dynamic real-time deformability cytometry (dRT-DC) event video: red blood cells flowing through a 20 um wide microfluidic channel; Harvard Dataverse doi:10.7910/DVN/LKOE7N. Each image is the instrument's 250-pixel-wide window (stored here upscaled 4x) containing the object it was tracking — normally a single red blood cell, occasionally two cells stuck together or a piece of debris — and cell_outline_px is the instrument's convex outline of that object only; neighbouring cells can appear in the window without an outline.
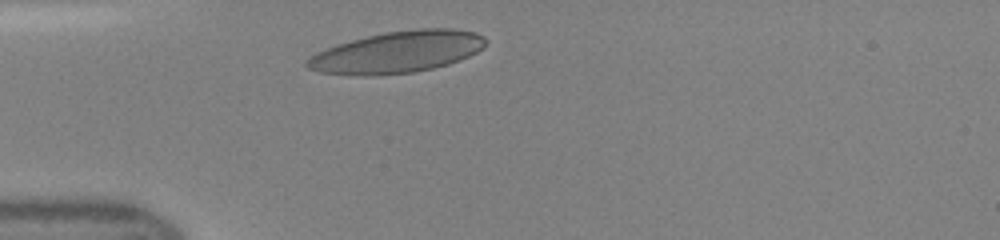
{"species": "human", "species_latin": "Homo sapiens", "temperature_condition": "room temperature", "stored_images_in_passage": 36, "camera_frame_rate_fps": 3000, "um_per_image_px": 0.085, "donor": {"sex": "female"}, "frame": {"image": 1, "passage_image": 3, "time_ms": 0.667, "image_size_px": [1000, 240], "cell_outline_px": [[488, 40], [476, 52], [468, 56], [448, 64], [432, 68], [412, 72], [364, 76], [360, 76], [320, 72], [308, 68], [304, 64], [316, 52], [336, 44], [384, 32], [420, 28], [452, 28], [476, 32], [484, 36]], "centroid_in_image_um": [33.77, 4.42], "position_along_channel_um": 51.2, "area_um2": 43.06}}
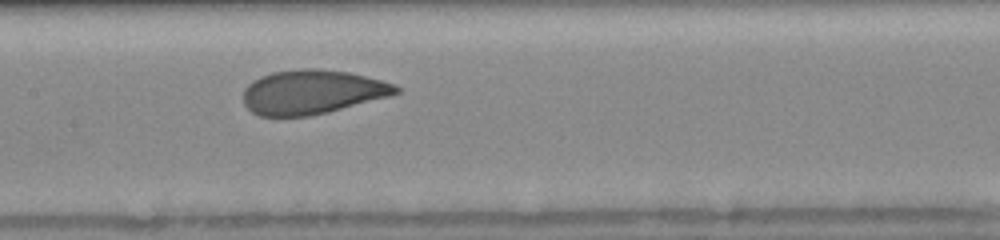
{"frame": {"image": 2, "passage_image": 13, "time_ms": 4.0, "image_size_px": [1000, 240], "cell_outline_px": [[400, 92], [388, 96], [328, 112], [308, 116], [260, 116], [252, 112], [244, 104], [244, 88], [252, 80], [260, 76], [272, 72], [300, 68], [316, 68], [348, 72], [396, 84], [400, 88]], "centroid_in_image_um": [26.5, 7.81], "position_along_channel_um": 180.9, "area_um2": 39.25}}
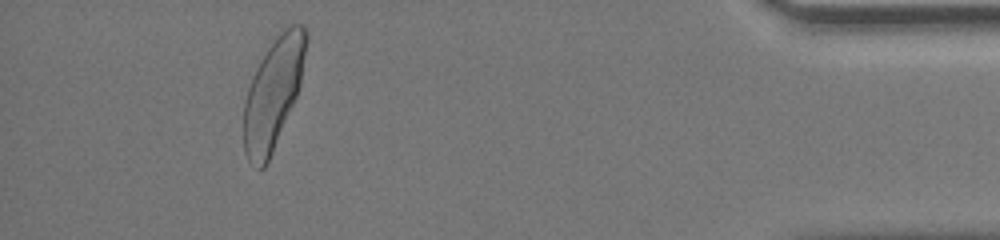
{"frame": {"image": 3, "passage_image": 33, "time_ms": 10.667, "image_size_px": [1000, 240], "cell_outline_px": [[308, 36], [300, 84], [296, 96], [272, 152], [264, 168], [260, 168], [248, 160], [244, 152], [244, 100], [252, 76], [260, 60], [276, 36], [284, 28], [292, 24], [300, 24], [304, 28]], "centroid_in_image_um": [23.21, 7.9], "position_along_channel_um": 412.0, "area_um2": 39.42}}